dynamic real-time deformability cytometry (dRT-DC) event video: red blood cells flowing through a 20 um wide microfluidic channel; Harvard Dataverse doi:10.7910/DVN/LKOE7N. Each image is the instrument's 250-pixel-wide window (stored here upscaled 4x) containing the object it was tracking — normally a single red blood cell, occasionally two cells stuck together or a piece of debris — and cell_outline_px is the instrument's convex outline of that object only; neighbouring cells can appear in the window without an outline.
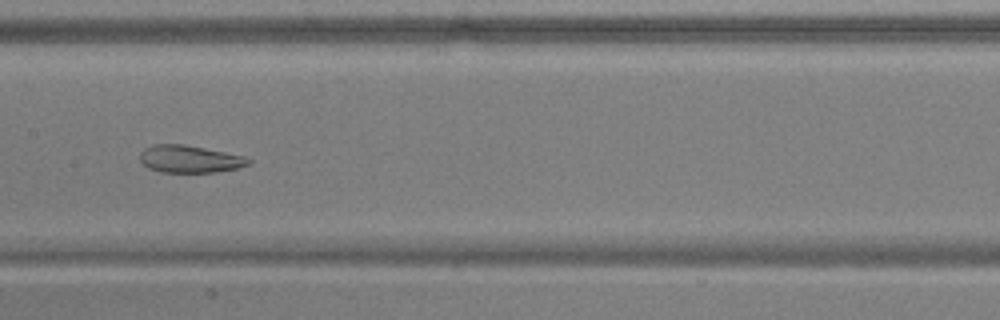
{"species": "common noctule bat (a hibernating species)", "species_latin": "Nyctalus noctula", "temperature_condition": "warm", "stored_images_in_passage": 54, "camera_frame_rate_fps": 3000, "um_per_image_px": 0.085, "animal": {"sex": "male", "body_mass_g": 17.9, "forearm_length_mm": 54.2}, "frame": {"image": 1, "passage_image": 27, "time_ms": 8.667, "image_size_px": [1000, 320], "cell_outline_px": [[252, 160], [248, 164], [236, 168], [216, 172], [160, 172], [148, 168], [140, 160], [140, 152], [144, 148], [152, 144], [184, 144], [244, 156]], "centroid_in_image_um": [16.08, 13.51], "position_along_channel_um": 191.3, "area_um2": 17.22}}
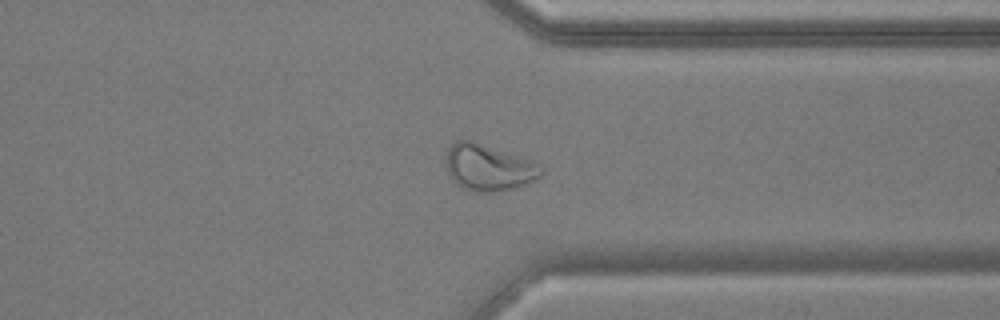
{"frame": {"image": 2, "passage_image": 41, "time_ms": 13.333, "image_size_px": [1000, 320], "cell_outline_px": [[544, 172], [536, 180], [512, 188], [492, 192], [476, 192], [464, 188], [456, 184], [448, 172], [444, 156], [448, 148], [456, 140], [472, 140], [540, 164]], "centroid_in_image_um": [41.49, 14.24], "position_along_channel_um": 369.9, "area_um2": 25.55}}
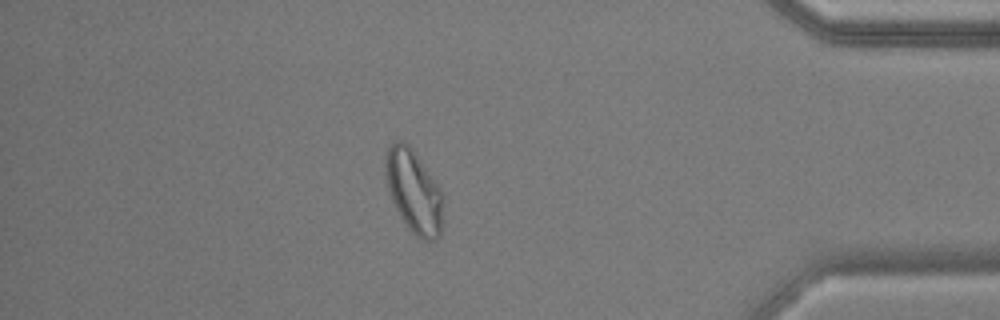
{"frame": {"image": 3, "passage_image": 46, "time_ms": 15.0, "image_size_px": [1000, 320], "cell_outline_px": [[444, 204], [440, 236], [436, 240], [424, 240], [416, 236], [408, 228], [400, 216], [396, 208], [388, 188], [384, 172], [384, 160], [388, 148], [396, 140], [404, 140], [408, 144], [444, 192]], "centroid_in_image_um": [35.2, 16.28], "position_along_channel_um": 400.0, "area_um2": 28.15}, "authors_computed_cell_mechanics": {"area_um2": 25.8077, "velocity_mm_per_s": 3.8465, "shape_relaxation_time_tau1_ms": null, "shape_relaxation_time_tau2_ms": 1.4313, "deformation_change_tau1": null, "deformation_change_tau2": 0.0825}}